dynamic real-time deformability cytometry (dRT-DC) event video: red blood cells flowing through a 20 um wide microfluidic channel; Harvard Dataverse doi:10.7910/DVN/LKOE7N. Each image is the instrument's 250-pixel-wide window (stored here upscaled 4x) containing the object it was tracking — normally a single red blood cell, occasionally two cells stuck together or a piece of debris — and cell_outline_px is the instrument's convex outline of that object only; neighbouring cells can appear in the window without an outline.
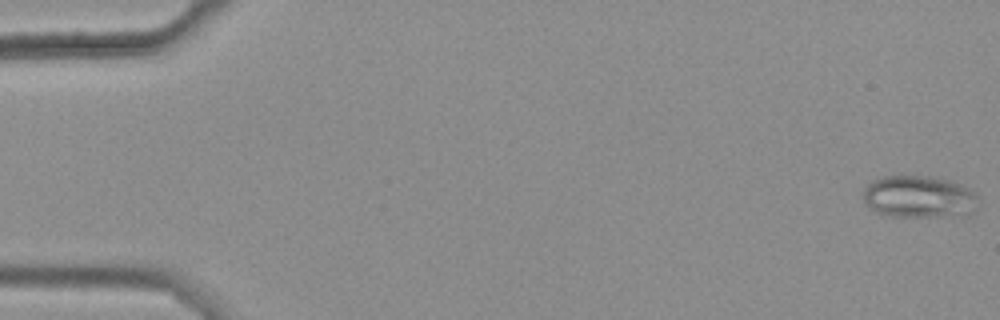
{"species": "common noctule bat (a hibernating species)", "species_latin": "Nyctalus noctula", "temperature_condition": "warm", "stored_images_in_passage": 49, "camera_frame_rate_fps": 3000, "um_per_image_px": 0.085, "animal": {"sex": "female", "body_mass_g": 25.1}, "frame": {"image": 1, "passage_image": 1, "time_ms": 0.0, "image_size_px": [1000, 320], "cell_outline_px": [[980, 196], [976, 208], [968, 216], [880, 216], [868, 208], [864, 200], [864, 188], [872, 180], [884, 176], [936, 176], [952, 180], [968, 188]], "centroid_in_image_um": [78.14, 16.74], "position_along_channel_um": 6.9, "area_um2": 29.02}}
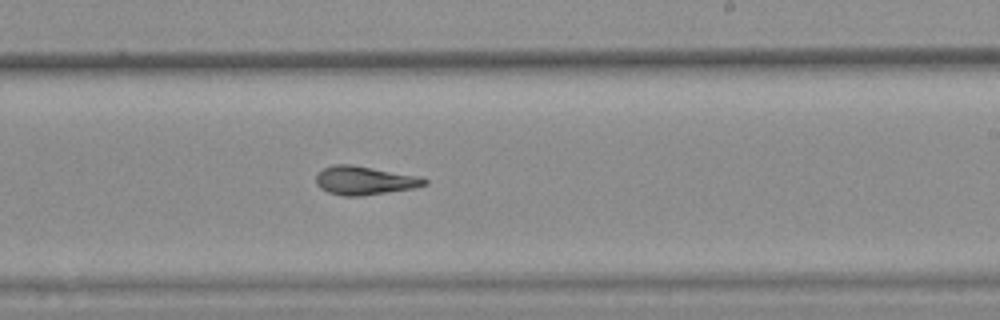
{"frame": {"image": 2, "passage_image": 34, "time_ms": 11.0, "image_size_px": [1000, 320], "cell_outline_px": [[428, 184], [416, 188], [360, 196], [344, 196], [328, 192], [320, 188], [316, 184], [316, 176], [324, 168], [332, 164], [352, 164], [420, 176], [428, 180]], "centroid_in_image_um": [31.01, 15.34], "position_along_channel_um": 258.0, "area_um2": 18.21}}
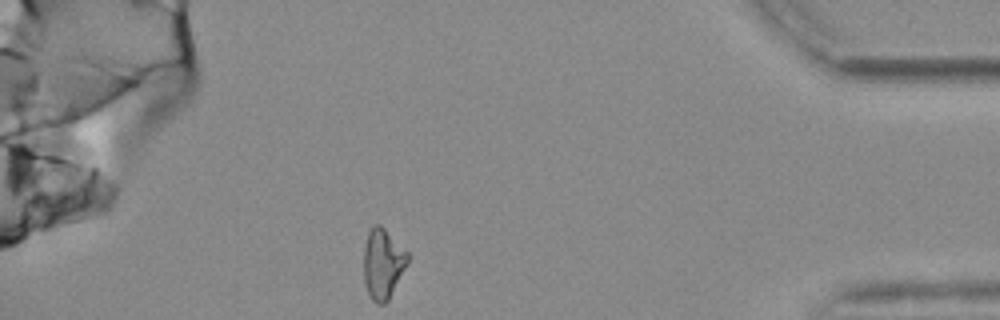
{"frame": {"image": 3, "passage_image": 49, "time_ms": 16.0, "image_size_px": [1000, 320], "cell_outline_px": [[408, 260], [388, 300], [384, 304], [376, 304], [368, 296], [364, 284], [364, 248], [368, 232], [372, 224], [380, 224], [408, 252]], "centroid_in_image_um": [32.51, 22.41], "position_along_channel_um": 402.7, "area_um2": 17.86}, "authors_computed_cell_mechanics": {"area_um2": 18.3804, "velocity_mm_per_s": 3.6799, "shape_relaxation_time_tau1_ms": null, "shape_relaxation_time_tau2_ms": 4.0238, "deformation_change_tau1": null, "deformation_change_tau2": 0.0935}}